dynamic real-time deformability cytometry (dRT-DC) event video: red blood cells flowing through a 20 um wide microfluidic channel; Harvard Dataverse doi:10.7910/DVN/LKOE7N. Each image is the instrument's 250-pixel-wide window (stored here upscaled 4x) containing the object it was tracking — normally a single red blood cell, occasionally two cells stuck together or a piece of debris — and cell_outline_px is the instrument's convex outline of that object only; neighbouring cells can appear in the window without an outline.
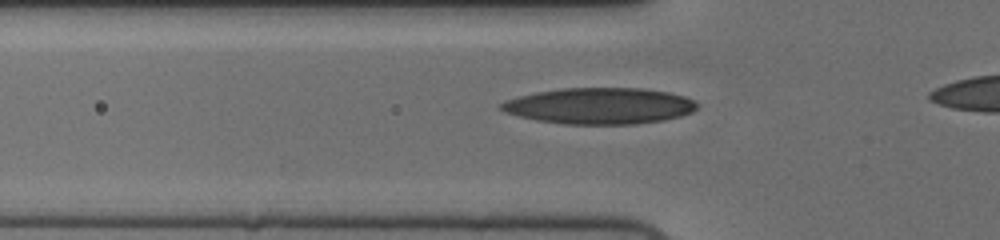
{"species": "human", "species_latin": "Homo sapiens", "temperature_condition": "cold", "stored_images_in_passage": 33, "camera_frame_rate_fps": 3000, "um_per_image_px": 0.085, "donor": {"sex": "female"}, "frame": {"image": 1, "passage_image": 6, "time_ms": 1.667, "image_size_px": [1000, 240], "cell_outline_px": [[696, 108], [692, 112], [680, 116], [664, 120], [636, 124], [564, 124], [536, 120], [504, 112], [500, 108], [500, 104], [504, 100], [536, 92], [564, 88], [640, 88], [668, 92], [684, 96], [692, 100], [696, 104]], "centroid_in_image_um": [50.95, 9.0], "position_along_channel_um": 74.9, "area_um2": 41.21}}
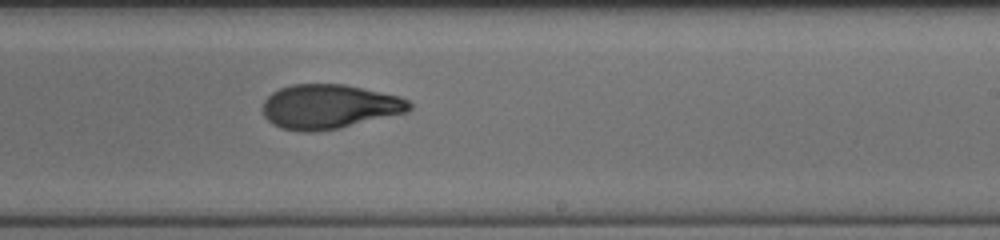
{"frame": {"image": 2, "passage_image": 21, "time_ms": 6.667, "image_size_px": [1000, 240], "cell_outline_px": [[412, 108], [408, 112], [340, 128], [312, 132], [300, 132], [280, 128], [272, 124], [264, 116], [264, 100], [272, 92], [280, 88], [292, 84], [344, 84], [400, 96], [408, 100], [412, 104]], "centroid_in_image_um": [27.99, 9.07], "position_along_channel_um": 261.0, "area_um2": 38.09}}
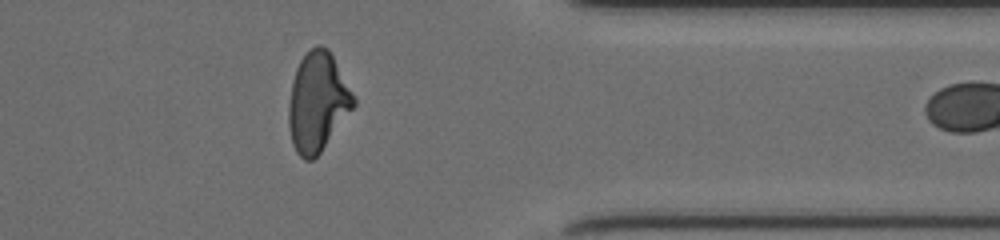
{"frame": {"image": 3, "passage_image": 32, "time_ms": 10.333, "image_size_px": [1000, 240], "cell_outline_px": [[356, 104], [320, 152], [312, 160], [304, 160], [296, 152], [292, 144], [288, 124], [288, 108], [292, 84], [296, 68], [300, 60], [316, 44], [320, 44], [328, 48], [352, 92], [356, 100]], "centroid_in_image_um": [26.98, 8.68], "position_along_channel_um": 384.4, "area_um2": 37.05}}